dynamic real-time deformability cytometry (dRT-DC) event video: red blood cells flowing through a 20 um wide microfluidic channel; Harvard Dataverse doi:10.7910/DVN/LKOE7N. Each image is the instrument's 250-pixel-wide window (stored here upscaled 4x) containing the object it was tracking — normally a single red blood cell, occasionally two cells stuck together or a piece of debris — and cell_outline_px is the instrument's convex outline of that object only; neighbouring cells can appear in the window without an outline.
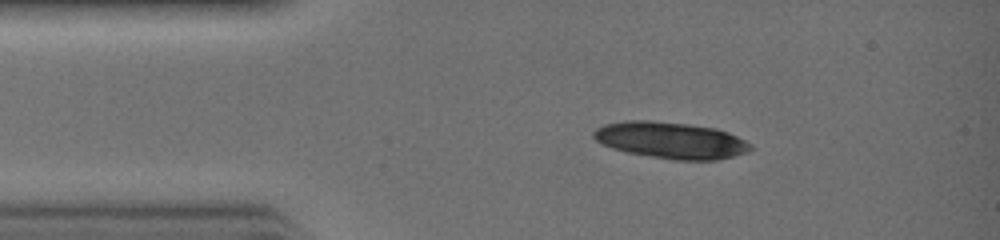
{"species": "common noctule bat (a hibernating species)", "species_latin": "Nyctalus noctula", "temperature_condition": "warm", "stored_images_in_passage": 21, "camera_frame_rate_fps": 3000, "um_per_image_px": 0.085, "animal": {"sex": "female", "body_mass_g": 19.0, "forearm_length_mm": 51.5}, "frame": {"image": 1, "passage_image": 1, "time_ms": 0.0, "image_size_px": [1000, 240], "cell_outline_px": [[752, 148], [748, 152], [716, 160], [672, 160], [628, 152], [612, 148], [596, 140], [592, 136], [592, 132], [596, 128], [604, 124], [624, 120], [652, 120], [688, 124], [716, 128], [728, 132], [752, 144]], "centroid_in_image_um": [57.01, 11.91], "position_along_channel_um": 28.0, "area_um2": 33.47}}
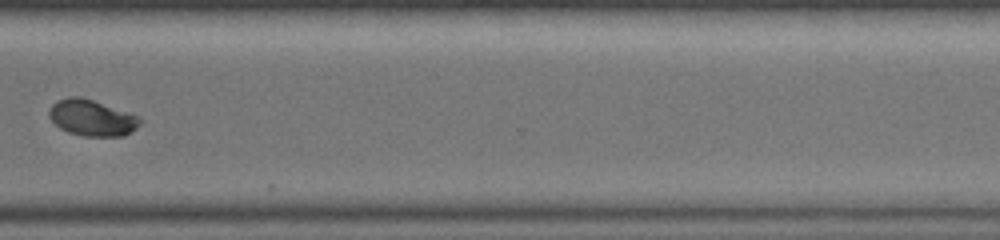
{"frame": {"image": 2, "passage_image": 20, "time_ms": 6.333, "image_size_px": [1000, 240], "cell_outline_px": [[144, 120], [136, 128], [124, 136], [84, 136], [68, 132], [60, 128], [48, 116], [48, 112], [52, 104], [68, 96], [80, 96], [140, 116]], "centroid_in_image_um": [7.83, 10.02], "position_along_channel_um": 362.8, "area_um2": 19.13}}